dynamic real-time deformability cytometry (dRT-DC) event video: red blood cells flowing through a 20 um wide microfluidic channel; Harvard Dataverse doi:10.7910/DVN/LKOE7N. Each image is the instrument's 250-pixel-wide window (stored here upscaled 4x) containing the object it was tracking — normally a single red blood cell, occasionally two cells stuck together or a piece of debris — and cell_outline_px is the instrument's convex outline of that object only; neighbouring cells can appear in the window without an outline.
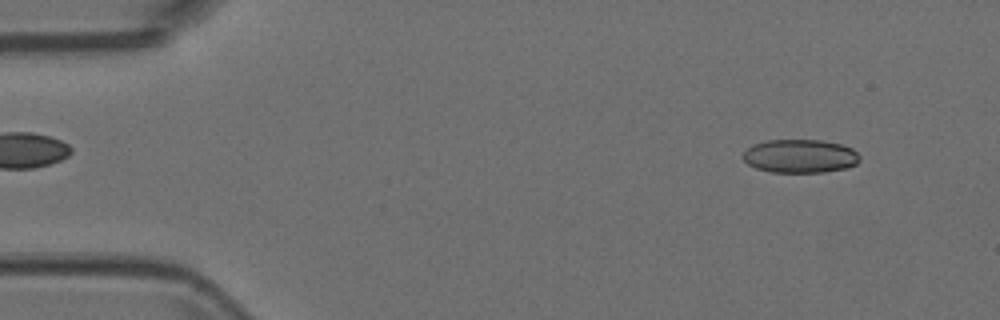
{"species": "Egyptian fruit bat (a non-hibernating species)", "species_latin": "Rousettus aegyptiacus", "temperature_condition": "room temperature", "stored_images_in_passage": 19, "camera_frame_rate_fps": 3000, "um_per_image_px": 0.085, "animal": {"sex": "female"}, "frame": {"image": 1, "passage_image": 5, "time_ms": 1.333, "image_size_px": [1000, 320], "cell_outline_px": [[860, 160], [856, 164], [844, 168], [824, 172], [772, 172], [756, 168], [748, 164], [744, 160], [744, 152], [752, 144], [764, 140], [820, 140], [840, 144], [852, 148], [860, 156]], "centroid_in_image_um": [68.0, 13.26], "position_along_channel_um": 17.0, "area_um2": 22.72}}
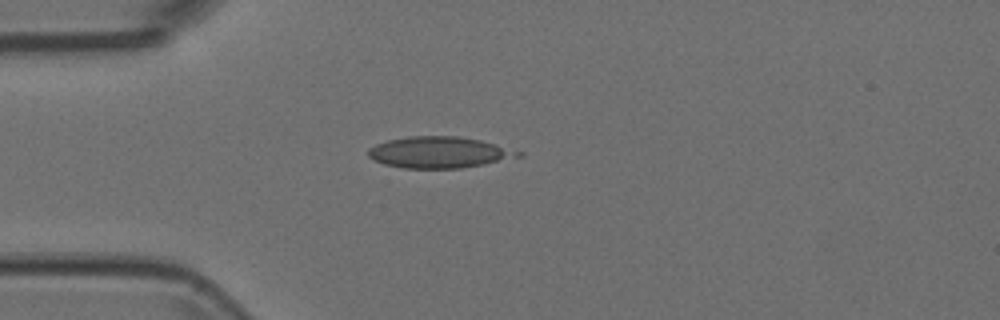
{"frame": {"image": 2, "passage_image": 14, "time_ms": 4.333, "image_size_px": [1000, 320], "cell_outline_px": [[524, 156], [484, 164], [460, 168], [404, 168], [384, 164], [368, 156], [368, 148], [376, 144], [388, 140], [408, 136], [456, 136], [480, 140], [524, 152]], "centroid_in_image_um": [37.35, 12.95], "position_along_channel_um": 47.7, "area_um2": 27.28}}
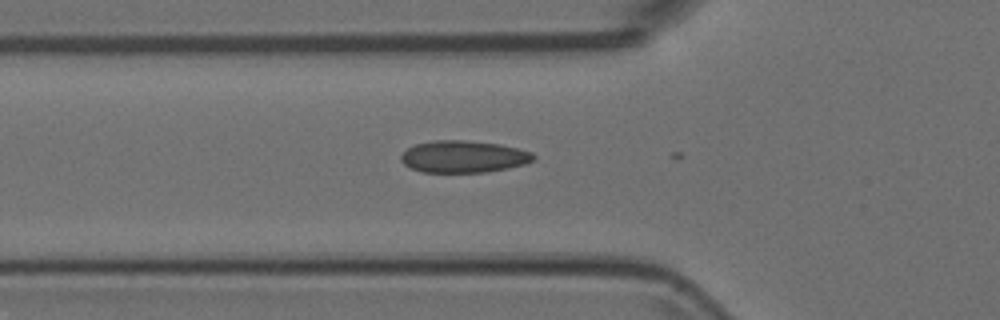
{"frame": {"image": 3, "passage_image": 18, "time_ms": 5.667, "image_size_px": [1000, 320], "cell_outline_px": [[536, 160], [524, 164], [508, 168], [484, 172], [420, 172], [404, 164], [400, 160], [400, 156], [408, 148], [416, 144], [436, 140], [464, 140], [500, 144], [532, 152], [536, 156]], "centroid_in_image_um": [39.41, 13.31], "position_along_channel_um": 86.4, "area_um2": 24.68}}